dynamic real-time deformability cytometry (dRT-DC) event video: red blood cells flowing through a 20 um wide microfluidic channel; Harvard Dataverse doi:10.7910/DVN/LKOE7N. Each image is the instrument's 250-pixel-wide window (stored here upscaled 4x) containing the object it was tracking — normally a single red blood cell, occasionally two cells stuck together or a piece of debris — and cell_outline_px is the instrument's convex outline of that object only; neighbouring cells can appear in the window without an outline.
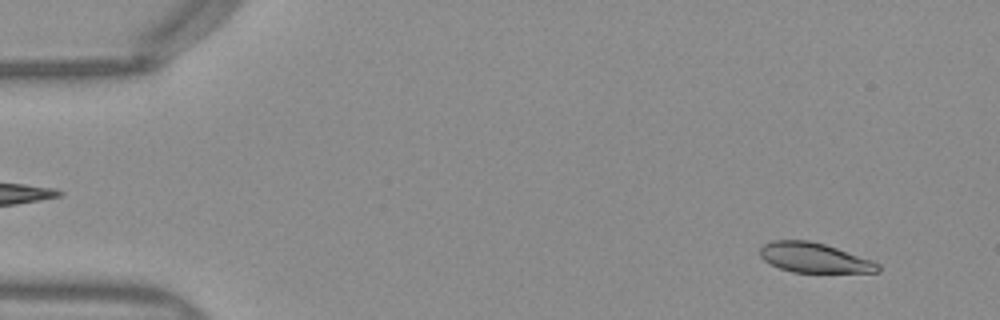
{"species": "Egyptian fruit bat (a non-hibernating species)", "species_latin": "Rousettus aegyptiacus", "temperature_condition": "warm", "stored_images_in_passage": 14, "camera_frame_rate_fps": 3000, "um_per_image_px": 0.085, "frame": {"image": 1, "passage_image": 4, "time_ms": 1.0, "image_size_px": [1000, 320], "cell_outline_px": [[880, 272], [792, 272], [780, 268], [764, 260], [760, 256], [760, 248], [764, 244], [772, 240], [808, 240], [824, 244], [872, 260], [880, 264]], "centroid_in_image_um": [69.21, 21.9], "position_along_channel_um": 15.8, "area_um2": 20.29}}